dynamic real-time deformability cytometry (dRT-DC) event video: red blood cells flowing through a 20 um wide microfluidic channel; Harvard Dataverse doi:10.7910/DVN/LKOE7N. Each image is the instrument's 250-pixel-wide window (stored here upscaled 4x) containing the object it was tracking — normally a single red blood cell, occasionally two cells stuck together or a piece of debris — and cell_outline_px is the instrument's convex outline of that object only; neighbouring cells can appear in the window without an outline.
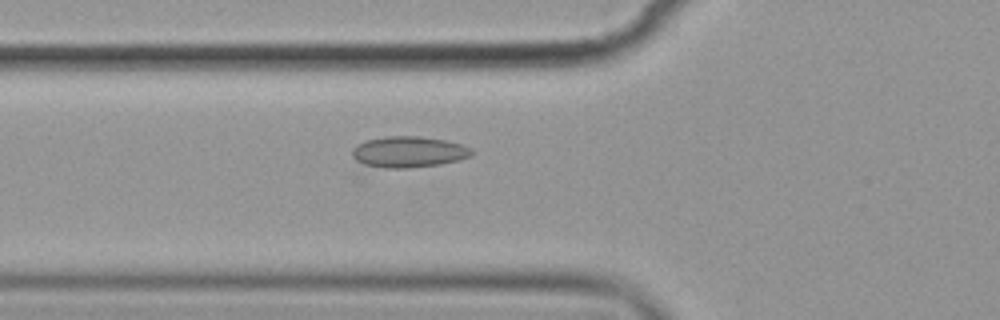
{"species": "common noctule bat (a hibernating species)", "species_latin": "Nyctalus noctula", "temperature_condition": "cold", "stored_images_in_passage": 35, "camera_frame_rate_fps": 3000, "um_per_image_px": 0.085, "animal": {"sex": "female", "body_mass_g": 19.9}, "frame": {"image": 1, "passage_image": 4, "time_ms": 1.0, "image_size_px": [1000, 320], "cell_outline_px": [[472, 156], [460, 160], [440, 164], [408, 168], [384, 168], [364, 164], [356, 160], [352, 156], [352, 148], [356, 144], [368, 140], [384, 136], [420, 136], [444, 140], [460, 144], [472, 148]], "centroid_in_image_um": [34.73, 12.91], "position_along_channel_um": 91.1, "area_um2": 21.68}}
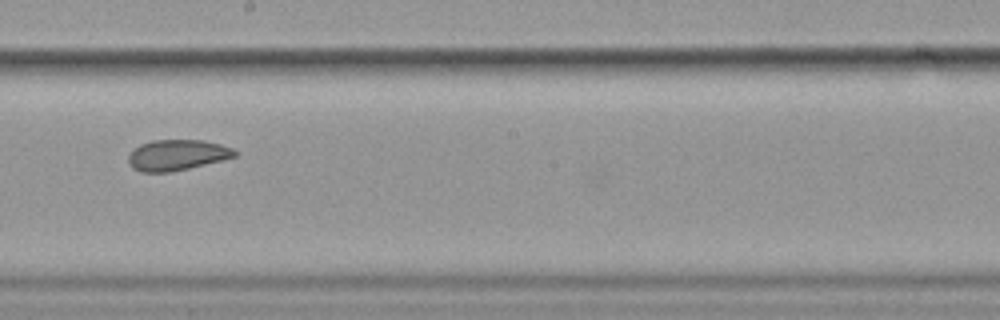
{"frame": {"image": 2, "passage_image": 16, "time_ms": 5.0, "image_size_px": [1000, 320], "cell_outline_px": [[236, 156], [224, 160], [188, 168], [168, 172], [140, 172], [132, 168], [128, 160], [128, 156], [140, 144], [152, 140], [204, 140], [220, 144], [232, 148], [236, 152]], "centroid_in_image_um": [15.05, 13.18], "position_along_channel_um": 233.1, "area_um2": 18.96}}
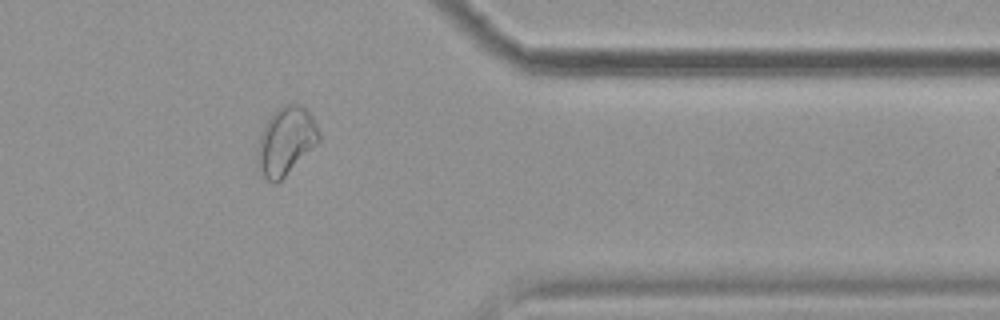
{"frame": {"image": 3, "passage_image": 30, "time_ms": 9.667, "image_size_px": [1000, 320], "cell_outline_px": [[320, 140], [276, 184], [272, 184], [264, 176], [256, 164], [256, 152], [260, 132], [264, 124], [272, 112], [276, 108], [288, 104], [296, 104], [304, 108], [312, 116], [316, 124], [320, 136]], "centroid_in_image_um": [24.24, 11.98], "position_along_channel_um": 387.2, "area_um2": 24.22}}